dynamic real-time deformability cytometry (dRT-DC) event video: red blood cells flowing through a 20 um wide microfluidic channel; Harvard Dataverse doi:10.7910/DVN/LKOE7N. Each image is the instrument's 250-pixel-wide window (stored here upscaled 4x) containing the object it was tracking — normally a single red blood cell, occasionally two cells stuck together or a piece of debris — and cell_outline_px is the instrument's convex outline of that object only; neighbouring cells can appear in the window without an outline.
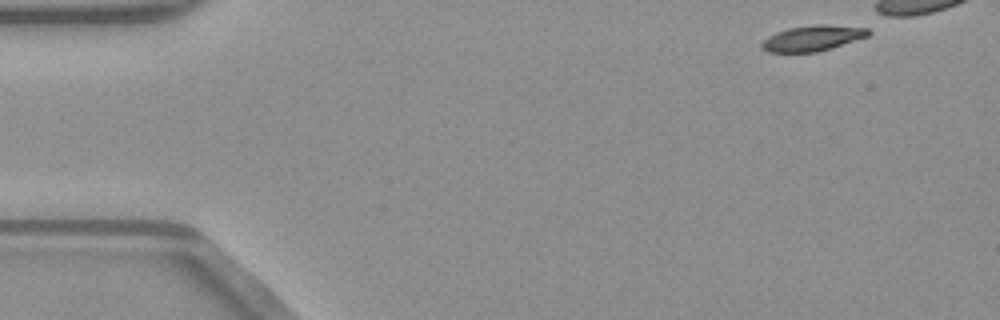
{"species": "common noctule bat (a hibernating species)", "species_latin": "Nyctalus noctula", "temperature_condition": "warm", "stored_images_in_passage": 38, "camera_frame_rate_fps": 3000, "um_per_image_px": 0.085, "animal": {"sex": "male", "body_mass_g": 23.1, "forearm_length_mm": 52.7}, "frame": {"image": 1, "passage_image": 1, "time_ms": 0.0, "image_size_px": [1000, 320], "cell_outline_px": [[872, 32], [868, 36], [832, 48], [816, 52], [768, 52], [760, 48], [760, 44], [768, 36], [776, 32], [788, 28], [816, 24], [828, 24], [868, 28]], "centroid_in_image_um": [69.07, 3.24], "position_along_channel_um": 15.9, "area_um2": 16.01}}
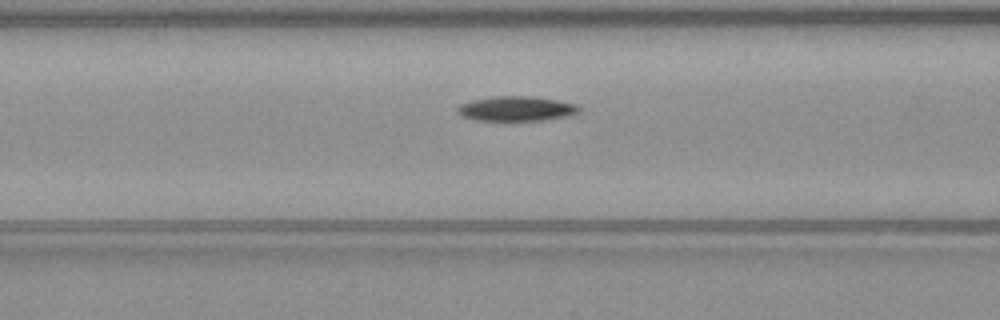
{"frame": {"image": 2, "passage_image": 17, "time_ms": 5.333, "image_size_px": [1000, 320], "cell_outline_px": [[580, 112], [568, 116], [540, 120], [476, 120], [464, 116], [456, 112], [456, 108], [460, 104], [472, 100], [492, 96], [532, 96], [556, 100], [576, 104], [580, 108]], "centroid_in_image_um": [43.88, 9.23], "position_along_channel_um": 122.7, "area_um2": 17.46}}